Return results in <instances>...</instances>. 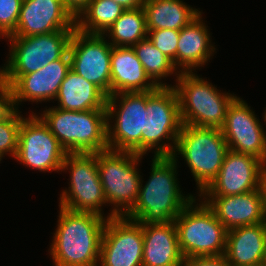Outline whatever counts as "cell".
I'll return each mask as SVG.
<instances>
[{"label":"cell","mask_w":266,"mask_h":266,"mask_svg":"<svg viewBox=\"0 0 266 266\" xmlns=\"http://www.w3.org/2000/svg\"><path fill=\"white\" fill-rule=\"evenodd\" d=\"M248 104L236 97L221 128L228 149L257 157L266 164V132Z\"/></svg>","instance_id":"2e32d148"},{"label":"cell","mask_w":266,"mask_h":266,"mask_svg":"<svg viewBox=\"0 0 266 266\" xmlns=\"http://www.w3.org/2000/svg\"><path fill=\"white\" fill-rule=\"evenodd\" d=\"M177 161L173 156L153 157L149 180L145 185L141 180L138 200L127 218L141 224L169 223L195 198L180 191Z\"/></svg>","instance_id":"6da1fadb"},{"label":"cell","mask_w":266,"mask_h":266,"mask_svg":"<svg viewBox=\"0 0 266 266\" xmlns=\"http://www.w3.org/2000/svg\"><path fill=\"white\" fill-rule=\"evenodd\" d=\"M100 34L73 31L69 56L71 69L97 86L107 97L111 95L112 45Z\"/></svg>","instance_id":"4fadbf2b"},{"label":"cell","mask_w":266,"mask_h":266,"mask_svg":"<svg viewBox=\"0 0 266 266\" xmlns=\"http://www.w3.org/2000/svg\"><path fill=\"white\" fill-rule=\"evenodd\" d=\"M96 159L106 203L114 205L106 218L126 216L138 200L141 175L137 165L142 155L107 149L97 152Z\"/></svg>","instance_id":"5b68a950"},{"label":"cell","mask_w":266,"mask_h":266,"mask_svg":"<svg viewBox=\"0 0 266 266\" xmlns=\"http://www.w3.org/2000/svg\"><path fill=\"white\" fill-rule=\"evenodd\" d=\"M176 78L173 87L179 99L182 125L221 129L228 107L237 96L222 93L194 72H179Z\"/></svg>","instance_id":"277c9868"},{"label":"cell","mask_w":266,"mask_h":266,"mask_svg":"<svg viewBox=\"0 0 266 266\" xmlns=\"http://www.w3.org/2000/svg\"><path fill=\"white\" fill-rule=\"evenodd\" d=\"M157 86L145 73L133 47L112 46L111 95L123 92H146Z\"/></svg>","instance_id":"7402d4cb"},{"label":"cell","mask_w":266,"mask_h":266,"mask_svg":"<svg viewBox=\"0 0 266 266\" xmlns=\"http://www.w3.org/2000/svg\"><path fill=\"white\" fill-rule=\"evenodd\" d=\"M200 13L188 25L180 30L177 47V72H192L201 67L215 52L211 44L210 33L202 20Z\"/></svg>","instance_id":"603a6c76"},{"label":"cell","mask_w":266,"mask_h":266,"mask_svg":"<svg viewBox=\"0 0 266 266\" xmlns=\"http://www.w3.org/2000/svg\"><path fill=\"white\" fill-rule=\"evenodd\" d=\"M180 266H231L225 255L184 258Z\"/></svg>","instance_id":"1f68e13d"},{"label":"cell","mask_w":266,"mask_h":266,"mask_svg":"<svg viewBox=\"0 0 266 266\" xmlns=\"http://www.w3.org/2000/svg\"><path fill=\"white\" fill-rule=\"evenodd\" d=\"M90 0H63L64 6L76 19L79 14L87 7Z\"/></svg>","instance_id":"836d02e7"},{"label":"cell","mask_w":266,"mask_h":266,"mask_svg":"<svg viewBox=\"0 0 266 266\" xmlns=\"http://www.w3.org/2000/svg\"><path fill=\"white\" fill-rule=\"evenodd\" d=\"M261 189H262L263 196H264V208H265V215H266V168L262 176Z\"/></svg>","instance_id":"d590c367"},{"label":"cell","mask_w":266,"mask_h":266,"mask_svg":"<svg viewBox=\"0 0 266 266\" xmlns=\"http://www.w3.org/2000/svg\"><path fill=\"white\" fill-rule=\"evenodd\" d=\"M75 29V18L64 6L63 0H23L16 30L9 37Z\"/></svg>","instance_id":"e0dca14e"},{"label":"cell","mask_w":266,"mask_h":266,"mask_svg":"<svg viewBox=\"0 0 266 266\" xmlns=\"http://www.w3.org/2000/svg\"><path fill=\"white\" fill-rule=\"evenodd\" d=\"M57 108L70 111L106 110L107 96L93 83L70 69L55 98Z\"/></svg>","instance_id":"cb8c5ba5"},{"label":"cell","mask_w":266,"mask_h":266,"mask_svg":"<svg viewBox=\"0 0 266 266\" xmlns=\"http://www.w3.org/2000/svg\"><path fill=\"white\" fill-rule=\"evenodd\" d=\"M70 170V186L60 195L59 206L72 211L100 216L106 204L97 168L96 153H67L61 172Z\"/></svg>","instance_id":"8fae6325"},{"label":"cell","mask_w":266,"mask_h":266,"mask_svg":"<svg viewBox=\"0 0 266 266\" xmlns=\"http://www.w3.org/2000/svg\"><path fill=\"white\" fill-rule=\"evenodd\" d=\"M71 69L67 52L62 58L48 63L36 72L22 75L11 87L13 108L24 101L42 102L55 100L60 85ZM20 102V103H19Z\"/></svg>","instance_id":"ac0fdd59"},{"label":"cell","mask_w":266,"mask_h":266,"mask_svg":"<svg viewBox=\"0 0 266 266\" xmlns=\"http://www.w3.org/2000/svg\"><path fill=\"white\" fill-rule=\"evenodd\" d=\"M13 109L12 92L0 76V120Z\"/></svg>","instance_id":"d6a6232c"},{"label":"cell","mask_w":266,"mask_h":266,"mask_svg":"<svg viewBox=\"0 0 266 266\" xmlns=\"http://www.w3.org/2000/svg\"><path fill=\"white\" fill-rule=\"evenodd\" d=\"M142 266H180L183 262L177 229L169 223L142 224Z\"/></svg>","instance_id":"44dd1931"},{"label":"cell","mask_w":266,"mask_h":266,"mask_svg":"<svg viewBox=\"0 0 266 266\" xmlns=\"http://www.w3.org/2000/svg\"><path fill=\"white\" fill-rule=\"evenodd\" d=\"M132 47L150 80L157 87H172V85L162 83L161 78H165L177 70L173 62L159 51L148 37Z\"/></svg>","instance_id":"83f0119b"},{"label":"cell","mask_w":266,"mask_h":266,"mask_svg":"<svg viewBox=\"0 0 266 266\" xmlns=\"http://www.w3.org/2000/svg\"><path fill=\"white\" fill-rule=\"evenodd\" d=\"M227 231L246 225L266 222L262 189L230 196H203Z\"/></svg>","instance_id":"d6986e66"},{"label":"cell","mask_w":266,"mask_h":266,"mask_svg":"<svg viewBox=\"0 0 266 266\" xmlns=\"http://www.w3.org/2000/svg\"><path fill=\"white\" fill-rule=\"evenodd\" d=\"M228 150L221 129L182 125L172 156L185 159L201 194L217 177Z\"/></svg>","instance_id":"8992f818"},{"label":"cell","mask_w":266,"mask_h":266,"mask_svg":"<svg viewBox=\"0 0 266 266\" xmlns=\"http://www.w3.org/2000/svg\"><path fill=\"white\" fill-rule=\"evenodd\" d=\"M74 30L27 37H7L10 52L7 64L0 69L3 81L11 87L22 75L36 72L52 61L62 58L68 51Z\"/></svg>","instance_id":"ba28073f"},{"label":"cell","mask_w":266,"mask_h":266,"mask_svg":"<svg viewBox=\"0 0 266 266\" xmlns=\"http://www.w3.org/2000/svg\"><path fill=\"white\" fill-rule=\"evenodd\" d=\"M124 9H136L142 7L146 0H113Z\"/></svg>","instance_id":"e575fe53"},{"label":"cell","mask_w":266,"mask_h":266,"mask_svg":"<svg viewBox=\"0 0 266 266\" xmlns=\"http://www.w3.org/2000/svg\"><path fill=\"white\" fill-rule=\"evenodd\" d=\"M142 7L148 31L181 30L202 13L182 0H146Z\"/></svg>","instance_id":"d4e9b609"},{"label":"cell","mask_w":266,"mask_h":266,"mask_svg":"<svg viewBox=\"0 0 266 266\" xmlns=\"http://www.w3.org/2000/svg\"><path fill=\"white\" fill-rule=\"evenodd\" d=\"M225 257L231 266L266 264V222L227 231Z\"/></svg>","instance_id":"ffe728a7"},{"label":"cell","mask_w":266,"mask_h":266,"mask_svg":"<svg viewBox=\"0 0 266 266\" xmlns=\"http://www.w3.org/2000/svg\"><path fill=\"white\" fill-rule=\"evenodd\" d=\"M59 209L58 225L50 245L55 266H99L107 218L61 206Z\"/></svg>","instance_id":"7a4b0ae2"},{"label":"cell","mask_w":266,"mask_h":266,"mask_svg":"<svg viewBox=\"0 0 266 266\" xmlns=\"http://www.w3.org/2000/svg\"><path fill=\"white\" fill-rule=\"evenodd\" d=\"M181 127L179 99L175 88L157 87L155 90L146 91L142 156L154 148L155 157L172 156ZM164 139H167L166 142ZM170 140L172 142L166 144Z\"/></svg>","instance_id":"52a82bcc"},{"label":"cell","mask_w":266,"mask_h":266,"mask_svg":"<svg viewBox=\"0 0 266 266\" xmlns=\"http://www.w3.org/2000/svg\"><path fill=\"white\" fill-rule=\"evenodd\" d=\"M143 229L126 216L108 218L101 241L100 266H142Z\"/></svg>","instance_id":"5bb4252c"},{"label":"cell","mask_w":266,"mask_h":266,"mask_svg":"<svg viewBox=\"0 0 266 266\" xmlns=\"http://www.w3.org/2000/svg\"><path fill=\"white\" fill-rule=\"evenodd\" d=\"M264 121L266 122V110L264 111Z\"/></svg>","instance_id":"8d00e7d4"},{"label":"cell","mask_w":266,"mask_h":266,"mask_svg":"<svg viewBox=\"0 0 266 266\" xmlns=\"http://www.w3.org/2000/svg\"><path fill=\"white\" fill-rule=\"evenodd\" d=\"M32 112L23 118L14 159L39 171H60L67 152L43 120Z\"/></svg>","instance_id":"7c38bea8"},{"label":"cell","mask_w":266,"mask_h":266,"mask_svg":"<svg viewBox=\"0 0 266 266\" xmlns=\"http://www.w3.org/2000/svg\"><path fill=\"white\" fill-rule=\"evenodd\" d=\"M125 10L113 0H90L75 19V28L83 33L103 35Z\"/></svg>","instance_id":"484cf974"},{"label":"cell","mask_w":266,"mask_h":266,"mask_svg":"<svg viewBox=\"0 0 266 266\" xmlns=\"http://www.w3.org/2000/svg\"><path fill=\"white\" fill-rule=\"evenodd\" d=\"M46 108L39 116L67 153L108 149L106 110L70 111Z\"/></svg>","instance_id":"3957f363"},{"label":"cell","mask_w":266,"mask_h":266,"mask_svg":"<svg viewBox=\"0 0 266 266\" xmlns=\"http://www.w3.org/2000/svg\"><path fill=\"white\" fill-rule=\"evenodd\" d=\"M180 30L159 29L148 31L147 37L154 46L168 57L177 69V47Z\"/></svg>","instance_id":"f546056e"},{"label":"cell","mask_w":266,"mask_h":266,"mask_svg":"<svg viewBox=\"0 0 266 266\" xmlns=\"http://www.w3.org/2000/svg\"><path fill=\"white\" fill-rule=\"evenodd\" d=\"M117 103L119 104L116 105ZM145 111L146 92L115 93L107 97L108 149L142 155V132H144ZM111 118L112 120L115 118L114 125L110 124L113 123Z\"/></svg>","instance_id":"30bf717a"},{"label":"cell","mask_w":266,"mask_h":266,"mask_svg":"<svg viewBox=\"0 0 266 266\" xmlns=\"http://www.w3.org/2000/svg\"><path fill=\"white\" fill-rule=\"evenodd\" d=\"M23 0H0V37L11 36L17 27Z\"/></svg>","instance_id":"4dcf8cb0"},{"label":"cell","mask_w":266,"mask_h":266,"mask_svg":"<svg viewBox=\"0 0 266 266\" xmlns=\"http://www.w3.org/2000/svg\"><path fill=\"white\" fill-rule=\"evenodd\" d=\"M110 33V34H109ZM108 34V35H107ZM148 30L143 7L126 9L103 36L111 37L112 46H129L147 38Z\"/></svg>","instance_id":"4316f807"},{"label":"cell","mask_w":266,"mask_h":266,"mask_svg":"<svg viewBox=\"0 0 266 266\" xmlns=\"http://www.w3.org/2000/svg\"><path fill=\"white\" fill-rule=\"evenodd\" d=\"M4 155L2 154V153H0V161L2 160V157H3Z\"/></svg>","instance_id":"74e56055"},{"label":"cell","mask_w":266,"mask_h":266,"mask_svg":"<svg viewBox=\"0 0 266 266\" xmlns=\"http://www.w3.org/2000/svg\"><path fill=\"white\" fill-rule=\"evenodd\" d=\"M266 164L249 154L228 150L217 177L201 196H230L261 188Z\"/></svg>","instance_id":"9a60e30c"},{"label":"cell","mask_w":266,"mask_h":266,"mask_svg":"<svg viewBox=\"0 0 266 266\" xmlns=\"http://www.w3.org/2000/svg\"><path fill=\"white\" fill-rule=\"evenodd\" d=\"M18 109L13 108L4 118L0 120V153L8 152L16 157L18 150V135L23 117Z\"/></svg>","instance_id":"f1b7e54d"},{"label":"cell","mask_w":266,"mask_h":266,"mask_svg":"<svg viewBox=\"0 0 266 266\" xmlns=\"http://www.w3.org/2000/svg\"><path fill=\"white\" fill-rule=\"evenodd\" d=\"M195 201L194 198L174 220L183 257L224 255L227 230L204 201Z\"/></svg>","instance_id":"9c48e42d"}]
</instances>
